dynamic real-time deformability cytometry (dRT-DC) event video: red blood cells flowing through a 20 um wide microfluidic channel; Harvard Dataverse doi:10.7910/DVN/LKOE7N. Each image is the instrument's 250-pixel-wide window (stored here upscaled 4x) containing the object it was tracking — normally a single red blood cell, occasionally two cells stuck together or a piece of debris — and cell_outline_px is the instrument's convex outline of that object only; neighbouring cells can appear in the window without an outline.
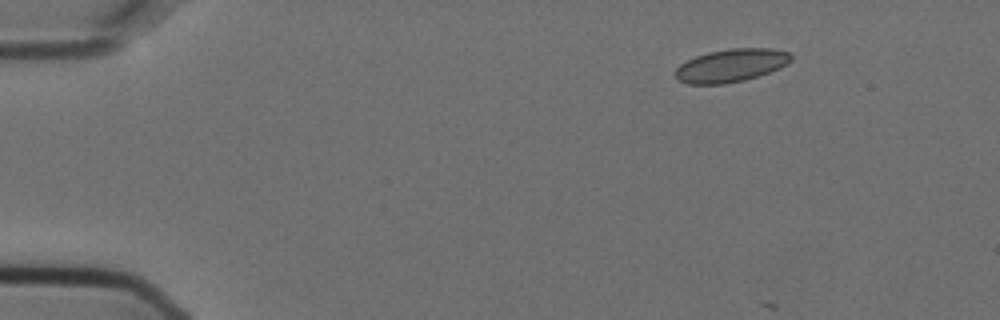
{"species": "Egyptian fruit bat (a non-hibernating species)", "species_latin": "Rousettus aegyptiacus", "temperature_condition": "cold", "stored_images_in_passage": 5, "camera_frame_rate_fps": 3000, "um_per_image_px": 0.085, "animal": {"sex": "female"}, "frame": {"image": 1, "passage_image": 2, "time_ms": 0.333, "image_size_px": [1000, 320], "cell_outline_px": [[792, 60], [788, 64], [780, 68], [744, 80], [724, 84], [688, 84], [676, 80], [676, 68], [680, 64], [696, 56], [708, 52], [732, 48], [772, 48], [788, 52], [792, 56]], "centroid_in_image_um": [62.14, 5.56], "position_along_channel_um": 22.9, "area_um2": 22.25}}